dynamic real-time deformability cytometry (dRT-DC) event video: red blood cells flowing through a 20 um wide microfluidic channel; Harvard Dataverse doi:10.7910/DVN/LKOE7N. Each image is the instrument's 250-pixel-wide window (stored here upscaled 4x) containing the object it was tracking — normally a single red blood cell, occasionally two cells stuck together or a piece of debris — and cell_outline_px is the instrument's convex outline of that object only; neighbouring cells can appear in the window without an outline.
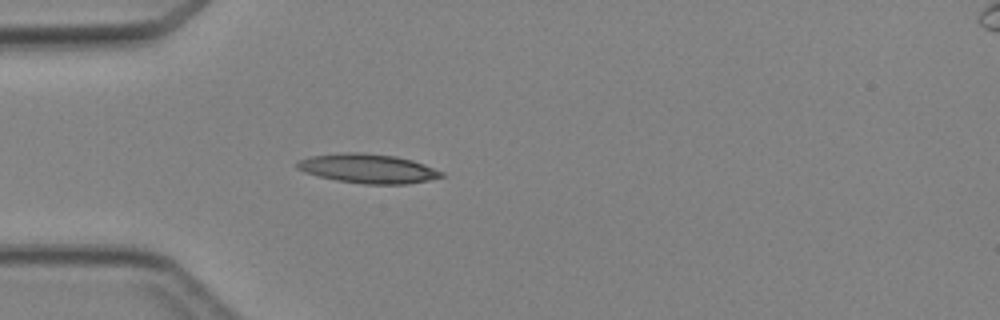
{"species": "Egyptian fruit bat (a non-hibernating species)", "species_latin": "Rousettus aegyptiacus", "temperature_condition": "cold", "stored_images_in_passage": 3, "camera_frame_rate_fps": 3000, "um_per_image_px": 0.085, "animal": {"sex": "female"}, "frame": {"image": 1, "passage_image": 3, "time_ms": 2.667, "image_size_px": [1000, 320], "cell_outline_px": [[444, 176], [428, 180], [408, 184], [364, 184], [336, 180], [304, 172], [296, 168], [296, 164], [300, 160], [312, 156], [348, 152], [360, 152], [396, 156], [412, 160], [424, 164], [444, 172]], "centroid_in_image_um": [31.3, 14.33], "position_along_channel_um": 53.7, "area_um2": 24.45}}